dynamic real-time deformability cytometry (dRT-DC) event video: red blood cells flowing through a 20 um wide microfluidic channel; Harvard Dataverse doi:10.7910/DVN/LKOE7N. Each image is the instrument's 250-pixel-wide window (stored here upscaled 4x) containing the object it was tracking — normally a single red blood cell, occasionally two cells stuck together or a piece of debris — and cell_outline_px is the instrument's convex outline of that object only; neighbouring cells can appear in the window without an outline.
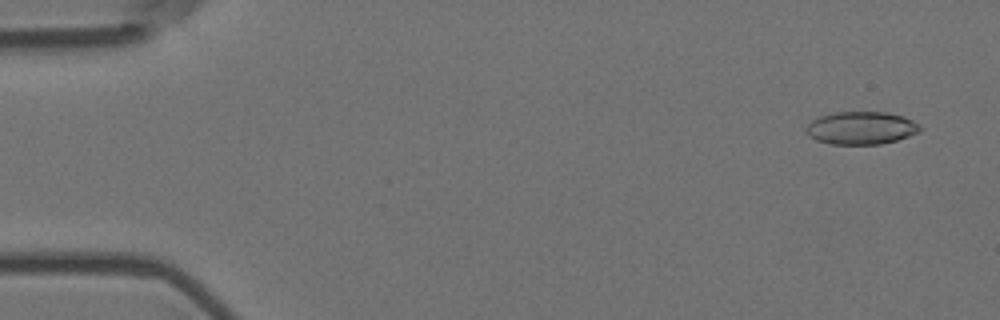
{"species": "Egyptian fruit bat (a non-hibernating species)", "species_latin": "Rousettus aegyptiacus", "temperature_condition": "room temperature", "stored_images_in_passage": 55, "camera_frame_rate_fps": 3000, "um_per_image_px": 0.085, "animal": {"sex": "female"}, "frame": {"image": 1, "passage_image": 1, "time_ms": 0.0, "image_size_px": [1000, 320], "cell_outline_px": [[920, 132], [896, 140], [880, 144], [832, 144], [816, 140], [808, 136], [808, 124], [812, 120], [820, 116], [836, 112], [888, 112], [904, 116], [920, 124]], "centroid_in_image_um": [73.23, 10.87], "position_along_channel_um": 11.8, "area_um2": 21.68}}
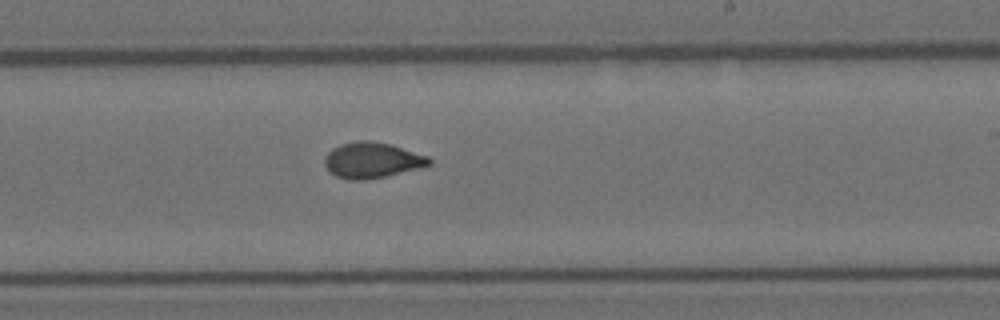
{"frame": {"image": 2, "passage_image": 32, "time_ms": 10.333, "image_size_px": [1000, 320], "cell_outline_px": [[432, 164], [388, 176], [364, 180], [348, 180], [336, 176], [324, 164], [324, 160], [328, 152], [332, 148], [340, 144], [360, 140], [368, 140], [388, 144], [428, 156], [432, 160]], "centroid_in_image_um": [31.61, 13.62], "position_along_channel_um": 257.4, "area_um2": 21.56}}
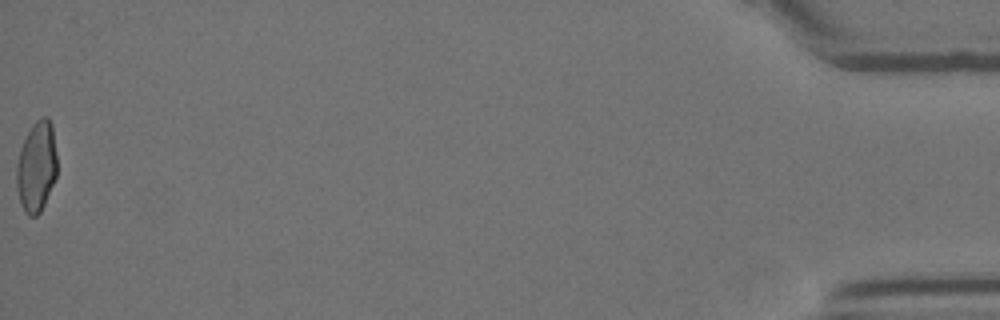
{"frame": {"image": 3, "passage_image": 55, "time_ms": 18.0, "image_size_px": [1000, 320], "cell_outline_px": [[56, 176], [44, 204], [40, 212], [36, 216], [28, 216], [24, 212], [16, 188], [16, 164], [20, 148], [32, 124], [40, 116], [48, 116], [52, 124], [56, 152]], "centroid_in_image_um": [3.09, 14.14], "position_along_channel_um": 432.1, "area_um2": 21.5}, "authors_computed_cell_mechanics": {"area_um2": 21.5016, "velocity_mm_per_s": 3.5816, "shape_relaxation_time_tau1_ms": null, "shape_relaxation_time_tau2_ms": 1.3338, "deformation_change_tau1": null, "deformation_change_tau2": 0.0668}}